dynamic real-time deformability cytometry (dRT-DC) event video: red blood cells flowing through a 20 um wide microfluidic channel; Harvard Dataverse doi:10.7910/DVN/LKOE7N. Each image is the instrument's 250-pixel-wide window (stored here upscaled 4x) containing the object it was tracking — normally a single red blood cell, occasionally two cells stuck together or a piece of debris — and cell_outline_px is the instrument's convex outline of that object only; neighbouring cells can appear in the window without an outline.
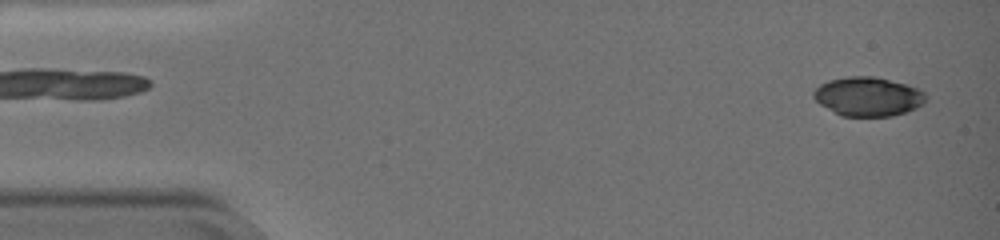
{"species": "common noctule bat (a hibernating species)", "species_latin": "Nyctalus noctula", "temperature_condition": "warm", "stored_images_in_passage": 12, "camera_frame_rate_fps": 3000, "um_per_image_px": 0.085, "animal": {"sex": "female", "body_mass_g": 19.0, "forearm_length_mm": 51.5}, "frame": {"image": 1, "passage_image": 1, "time_ms": 0.0, "image_size_px": [1000, 240], "cell_outline_px": [[928, 100], [924, 104], [916, 108], [892, 116], [840, 116], [820, 104], [812, 96], [812, 92], [820, 84], [828, 80], [848, 76], [872, 76], [920, 88], [928, 96]], "centroid_in_image_um": [73.79, 8.21], "position_along_channel_um": 11.2, "area_um2": 25.72}}
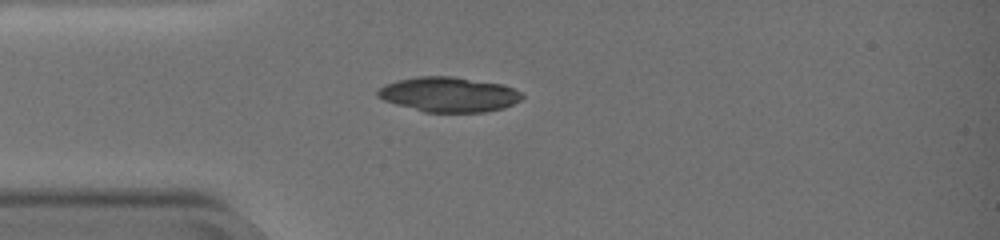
{"frame": {"image": 2, "passage_image": 7, "time_ms": 2.0, "image_size_px": [1000, 240], "cell_outline_px": [[524, 96], [520, 100], [504, 108], [484, 112], [424, 112], [396, 104], [384, 100], [376, 96], [376, 92], [384, 84], [396, 80], [416, 76], [452, 76], [504, 84], [520, 92]], "centroid_in_image_um": [38.13, 8.02], "position_along_channel_um": 46.9, "area_um2": 29.48}}
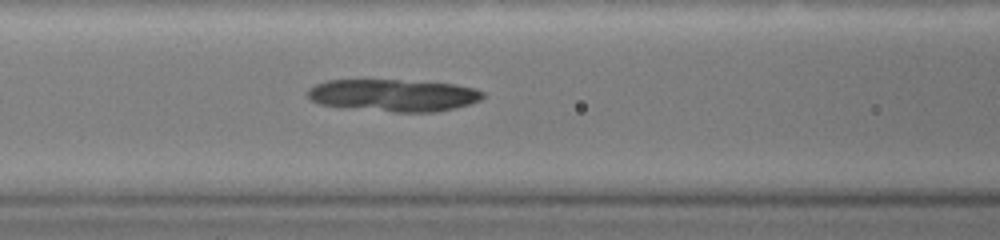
{"frame": {"image": 3, "passage_image": 12, "time_ms": 3.667, "image_size_px": [1000, 240], "cell_outline_px": [[484, 96], [480, 100], [468, 104], [436, 112], [392, 112], [340, 108], [320, 104], [312, 100], [308, 96], [308, 88], [316, 84], [328, 80], [400, 80], [456, 84], [476, 88], [484, 92]], "centroid_in_image_um": [33.42, 8.11], "position_along_channel_um": 133.2, "area_um2": 33.12}}